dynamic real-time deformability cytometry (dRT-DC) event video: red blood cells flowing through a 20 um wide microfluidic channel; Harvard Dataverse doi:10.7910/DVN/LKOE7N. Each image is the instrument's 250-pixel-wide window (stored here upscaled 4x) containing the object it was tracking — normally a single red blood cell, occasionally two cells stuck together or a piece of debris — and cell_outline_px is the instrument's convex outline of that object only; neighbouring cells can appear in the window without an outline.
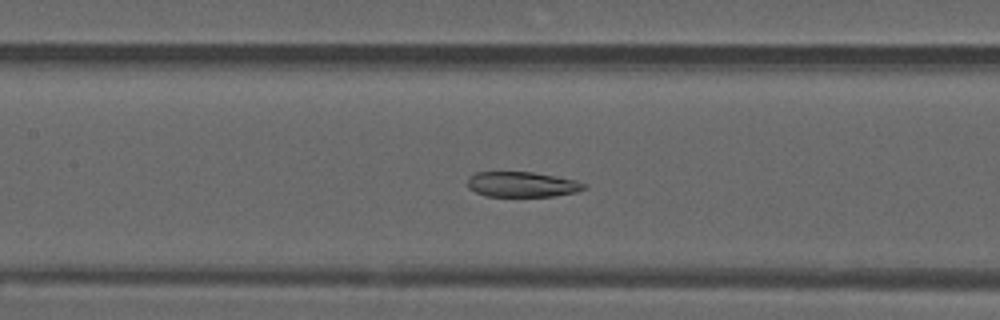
{"species": "common noctule bat (a hibernating species)", "species_latin": "Nyctalus noctula", "temperature_condition": "warm", "stored_images_in_passage": 53, "camera_frame_rate_fps": 3000, "um_per_image_px": 0.085, "animal": {"sex": "male", "forearm_length_mm": 52.5}, "frame": {"image": 1, "passage_image": 23, "time_ms": 7.333, "image_size_px": [1000, 320], "cell_outline_px": [[588, 188], [576, 192], [552, 196], [488, 196], [476, 192], [468, 188], [468, 176], [476, 172], [532, 172], [576, 180], [588, 184]], "centroid_in_image_um": [44.4, 15.67], "position_along_channel_um": 163.0, "area_um2": 17.17}}
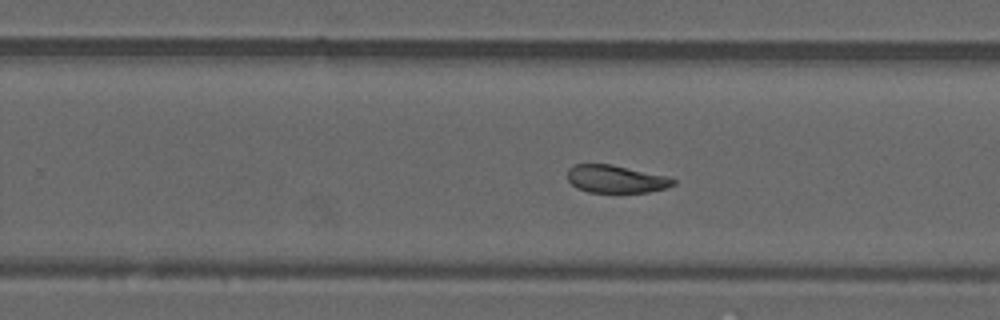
{"frame": {"image": 2, "passage_image": 32, "time_ms": 10.333, "image_size_px": [1000, 320], "cell_outline_px": [[676, 184], [664, 188], [648, 192], [588, 192], [576, 188], [568, 180], [568, 168], [572, 164], [612, 164], [668, 176], [676, 180]], "centroid_in_image_um": [52.34, 15.21], "position_along_channel_um": 277.5, "area_um2": 17.17}}
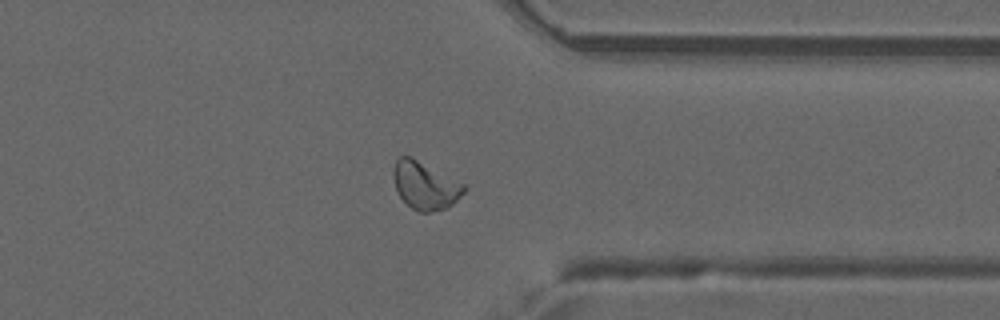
{"frame": {"image": 3, "passage_image": 40, "time_ms": 13.0, "image_size_px": [1000, 320], "cell_outline_px": [[468, 188], [448, 208], [432, 212], [420, 212], [412, 208], [400, 196], [396, 188], [392, 176], [392, 172], [396, 160], [400, 156], [408, 156], [464, 184]], "centroid_in_image_um": [36.12, 15.79], "position_along_channel_um": 375.3, "area_um2": 19.19}, "authors_computed_cell_mechanics": {"area_um2": 19.4208, "velocity_mm_per_s": 3.835, "shape_relaxation_time_tau1_ms": null, "shape_relaxation_time_tau2_ms": 2.0359, "deformation_change_tau1": null, "deformation_change_tau2": 0.0807}}